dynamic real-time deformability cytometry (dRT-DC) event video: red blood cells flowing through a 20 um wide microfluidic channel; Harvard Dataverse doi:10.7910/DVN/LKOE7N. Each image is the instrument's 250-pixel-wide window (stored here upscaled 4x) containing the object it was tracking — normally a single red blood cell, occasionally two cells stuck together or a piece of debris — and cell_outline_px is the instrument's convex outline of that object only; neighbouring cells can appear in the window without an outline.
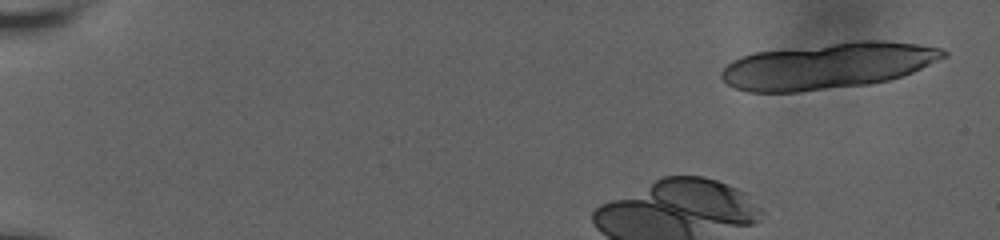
{"species": "human", "species_latin": "Homo sapiens", "temperature_condition": "room temperature", "stored_images_in_passage": 11, "camera_frame_rate_fps": 3000, "um_per_image_px": 0.085, "donor": {"sex": "male"}, "frame": {"image": 1, "passage_image": 1, "time_ms": 0.0, "image_size_px": [1000, 240], "cell_outline_px": [[948, 56], [912, 72], [888, 80], [868, 84], [800, 92], [748, 92], [736, 88], [728, 84], [720, 76], [720, 72], [732, 60], [740, 56], [756, 52], [852, 40], [884, 40], [916, 44], [940, 48], [948, 52]], "centroid_in_image_um": [70.36, 5.58], "position_along_channel_um": 14.6, "area_um2": 59.82}}
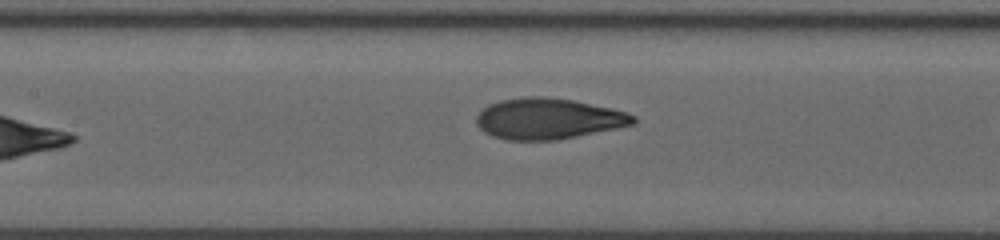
{"frame": {"image": 2, "passage_image": 10, "time_ms": 8.333, "image_size_px": [1000, 240], "cell_outline_px": [[636, 124], [556, 140], [508, 140], [492, 136], [484, 132], [476, 124], [476, 116], [488, 104], [500, 100], [520, 96], [544, 96], [572, 100], [612, 108], [628, 112], [636, 116]], "centroid_in_image_um": [46.59, 10.08], "position_along_channel_um": 160.8, "area_um2": 37.57}}